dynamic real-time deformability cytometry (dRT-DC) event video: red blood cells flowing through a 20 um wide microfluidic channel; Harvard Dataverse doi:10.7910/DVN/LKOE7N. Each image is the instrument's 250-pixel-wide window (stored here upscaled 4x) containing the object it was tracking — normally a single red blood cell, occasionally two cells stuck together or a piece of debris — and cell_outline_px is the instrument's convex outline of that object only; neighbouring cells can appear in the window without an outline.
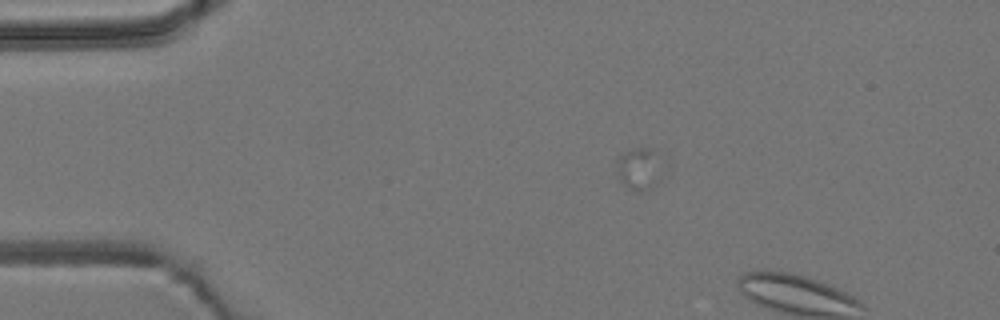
{"species": "common noctule bat (a hibernating species)", "species_latin": "Nyctalus noctula", "temperature_condition": "room temperature", "stored_images_in_passage": 5, "camera_frame_rate_fps": 3000, "um_per_image_px": 0.085, "animal": {"sex": "male", "body_mass_g": 19.2, "forearm_length_mm": 51.8}, "frame": {"image": 1, "passage_image": 2, "time_ms": 0.333, "image_size_px": [1000, 320], "cell_outline_px": [[660, 180], [652, 188], [640, 192], [628, 188], [620, 180], [616, 172], [616, 156], [620, 152], [636, 148], [652, 148], [656, 156]], "centroid_in_image_um": [54.23, 14.35], "position_along_channel_um": 30.8, "area_um2": 11.16}}